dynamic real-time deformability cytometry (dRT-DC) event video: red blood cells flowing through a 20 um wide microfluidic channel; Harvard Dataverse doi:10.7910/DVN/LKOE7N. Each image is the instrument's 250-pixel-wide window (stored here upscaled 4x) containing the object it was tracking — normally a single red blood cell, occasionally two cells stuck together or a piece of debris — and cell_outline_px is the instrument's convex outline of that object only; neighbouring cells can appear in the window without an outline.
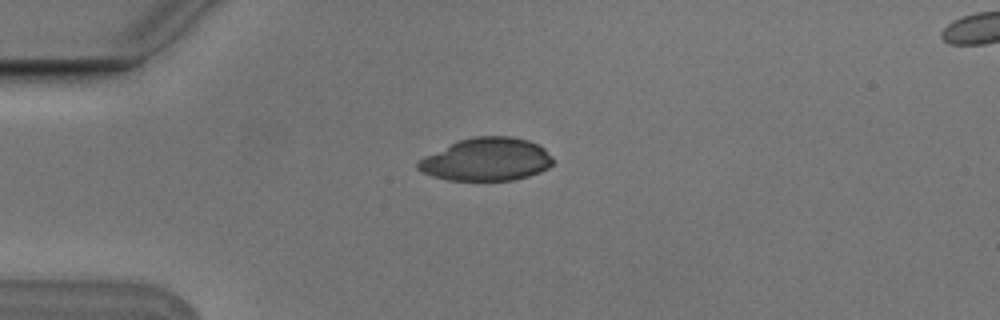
{"species": "Egyptian fruit bat (a non-hibernating species)", "species_latin": "Rousettus aegyptiacus", "temperature_condition": "cold", "stored_images_in_passage": 2, "camera_frame_rate_fps": 3000, "um_per_image_px": 0.085, "animal": {"sex": "male"}, "frame": {"image": 1, "passage_image": 1, "time_ms": 0.0, "image_size_px": [1000, 320], "cell_outline_px": [[552, 164], [548, 168], [540, 172], [528, 176], [512, 180], [448, 180], [432, 176], [416, 168], [416, 164], [424, 156], [460, 140], [472, 136], [512, 136], [528, 140], [544, 148], [552, 156]], "centroid_in_image_um": [41.37, 13.55], "position_along_channel_um": 43.6, "area_um2": 33.58}}